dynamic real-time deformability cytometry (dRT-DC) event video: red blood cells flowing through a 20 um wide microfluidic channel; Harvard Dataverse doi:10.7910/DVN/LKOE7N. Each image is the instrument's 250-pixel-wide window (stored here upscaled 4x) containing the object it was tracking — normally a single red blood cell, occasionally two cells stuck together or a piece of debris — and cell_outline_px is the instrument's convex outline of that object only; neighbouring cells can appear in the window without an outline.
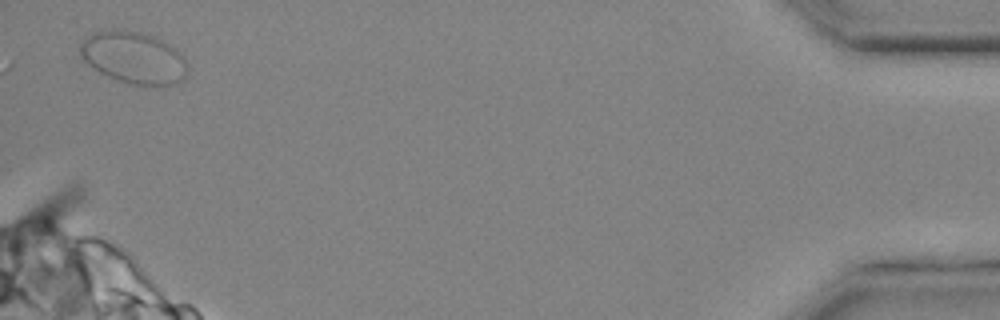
{"species": "common noctule bat (a hibernating species)", "species_latin": "Nyctalus noctula", "temperature_condition": "cold", "stored_images_in_passage": 22, "camera_frame_rate_fps": 3000, "um_per_image_px": 0.085, "animal": {"sex": "male", "body_mass_g": 20.4}, "frame": {"image": 1, "passage_image": 22, "time_ms": 7.0, "image_size_px": [1000, 320], "cell_outline_px": [[188, 72], [184, 80], [160, 88], [132, 84], [108, 76], [100, 72], [88, 64], [80, 56], [80, 44], [88, 36], [96, 32], [140, 32], [156, 36], [164, 40], [176, 48], [184, 56], [188, 68]], "centroid_in_image_um": [11.46, 4.95], "position_along_channel_um": 423.7, "area_um2": 32.48}}